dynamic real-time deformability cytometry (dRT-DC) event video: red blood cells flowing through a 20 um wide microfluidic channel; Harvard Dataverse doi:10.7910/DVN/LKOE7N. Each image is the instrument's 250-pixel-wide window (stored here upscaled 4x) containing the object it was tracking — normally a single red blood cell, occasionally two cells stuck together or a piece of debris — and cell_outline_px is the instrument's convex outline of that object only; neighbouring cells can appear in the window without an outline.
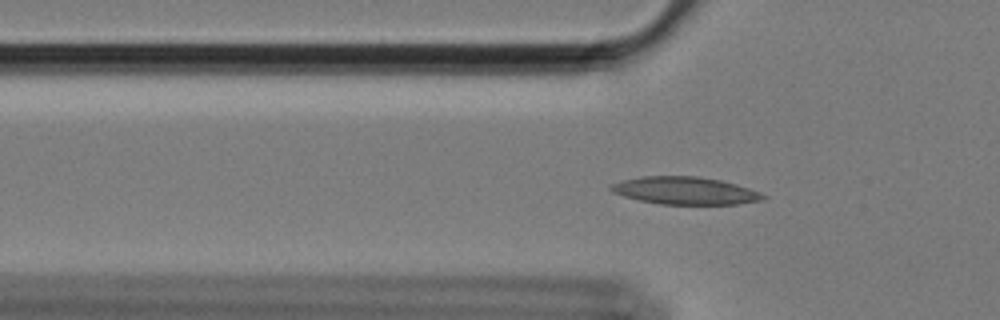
{"species": "Egyptian fruit bat (a non-hibernating species)", "species_latin": "Rousettus aegyptiacus", "temperature_condition": "cold", "stored_images_in_passage": 45, "camera_frame_rate_fps": 3000, "um_per_image_px": 0.085, "animal": {"sex": "female"}, "frame": {"image": 1, "passage_image": 4, "time_ms": 1.0, "image_size_px": [1000, 320], "cell_outline_px": [[768, 196], [764, 200], [740, 204], [660, 204], [640, 200], [624, 196], [612, 192], [608, 188], [612, 184], [624, 180], [644, 176], [696, 176], [720, 180], [736, 184], [760, 192]], "centroid_in_image_um": [58.27, 16.21], "position_along_channel_um": 67.5, "area_um2": 24.33}}
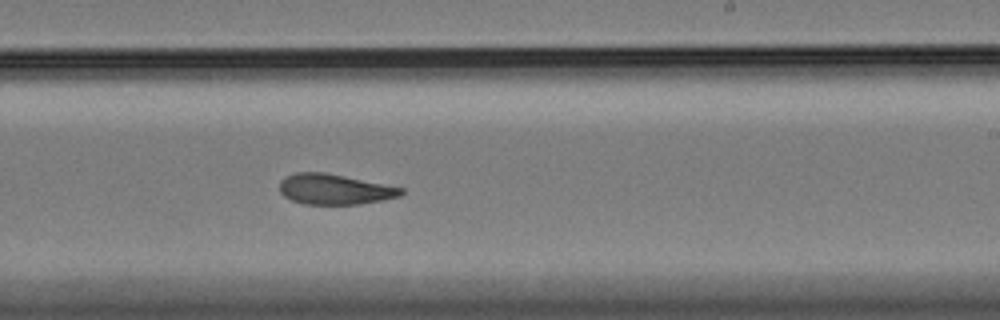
{"frame": {"image": 2, "passage_image": 21, "time_ms": 6.667, "image_size_px": [1000, 320], "cell_outline_px": [[404, 192], [400, 196], [384, 200], [360, 204], [304, 204], [292, 200], [284, 196], [280, 192], [280, 180], [284, 176], [296, 172], [324, 172], [404, 188]], "centroid_in_image_um": [28.42, 16.09], "position_along_channel_um": 260.6, "area_um2": 21.56}}
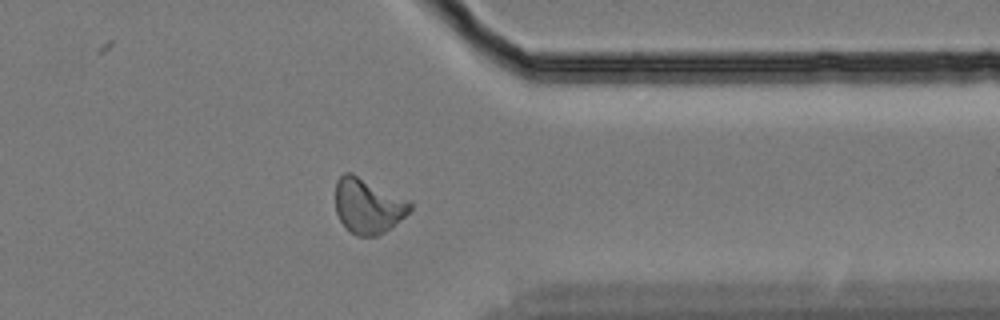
{"frame": {"image": 3, "passage_image": 32, "time_ms": 10.333, "image_size_px": [1000, 320], "cell_outline_px": [[412, 208], [392, 228], [376, 236], [356, 236], [340, 220], [336, 212], [336, 180], [344, 172], [352, 172], [412, 200]], "centroid_in_image_um": [31.31, 17.47], "position_along_channel_um": 380.1, "area_um2": 24.28}, "authors_computed_cell_mechanics": {"area_um2": 22.5998, "velocity_mm_per_s": 3.4058, "shape_relaxation_time_tau1_ms": null, "shape_relaxation_time_tau2_ms": 5.778, "deformation_change_tau1": null, "deformation_change_tau2": 0.1233}}